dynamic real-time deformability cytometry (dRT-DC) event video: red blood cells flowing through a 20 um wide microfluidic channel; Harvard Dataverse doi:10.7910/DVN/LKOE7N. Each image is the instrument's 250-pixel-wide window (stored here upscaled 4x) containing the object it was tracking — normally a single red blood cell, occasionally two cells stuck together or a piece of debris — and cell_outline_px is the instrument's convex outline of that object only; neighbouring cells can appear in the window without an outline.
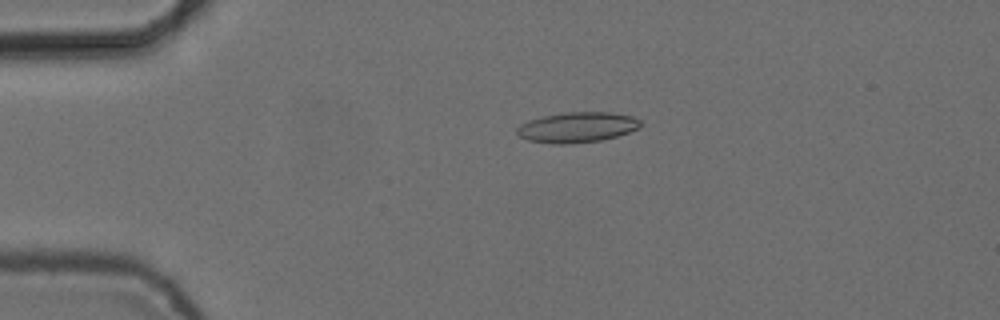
{"species": "common noctule bat (a hibernating species)", "species_latin": "Nyctalus noctula", "temperature_condition": "cold", "stored_images_in_passage": 6, "camera_frame_rate_fps": 3000, "um_per_image_px": 0.085, "animal": {"sex": "female", "body_mass_g": 24.6, "forearm_length_mm": 56.2}, "frame": {"image": 1, "passage_image": 4, "time_ms": 1.0, "image_size_px": [1000, 320], "cell_outline_px": [[640, 128], [616, 136], [600, 140], [572, 144], [552, 144], [528, 140], [520, 136], [516, 132], [516, 128], [520, 124], [528, 120], [544, 116], [564, 112], [612, 112], [632, 116], [640, 120]], "centroid_in_image_um": [49.04, 10.82], "position_along_channel_um": 36.0, "area_um2": 21.91}}
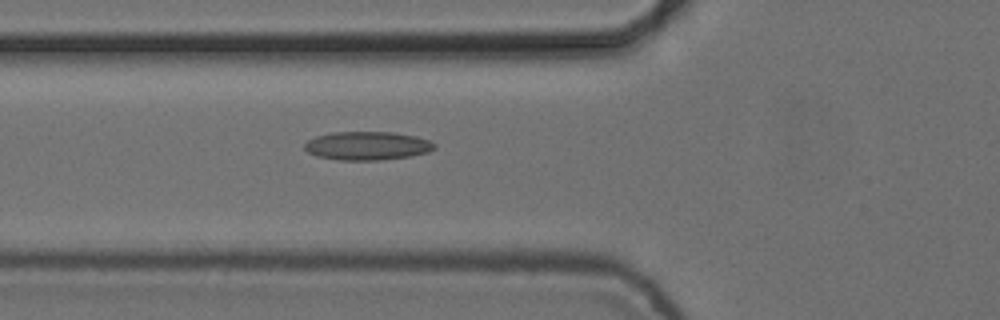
{"frame": {"image": 2, "passage_image": 6, "time_ms": 1.667, "image_size_px": [1000, 320], "cell_outline_px": [[436, 148], [428, 152], [412, 156], [380, 160], [336, 160], [316, 156], [308, 152], [304, 148], [304, 144], [308, 140], [316, 136], [332, 132], [392, 132], [416, 136], [428, 140], [436, 144]], "centroid_in_image_um": [31.22, 12.39], "position_along_channel_um": 94.6, "area_um2": 21.73}}